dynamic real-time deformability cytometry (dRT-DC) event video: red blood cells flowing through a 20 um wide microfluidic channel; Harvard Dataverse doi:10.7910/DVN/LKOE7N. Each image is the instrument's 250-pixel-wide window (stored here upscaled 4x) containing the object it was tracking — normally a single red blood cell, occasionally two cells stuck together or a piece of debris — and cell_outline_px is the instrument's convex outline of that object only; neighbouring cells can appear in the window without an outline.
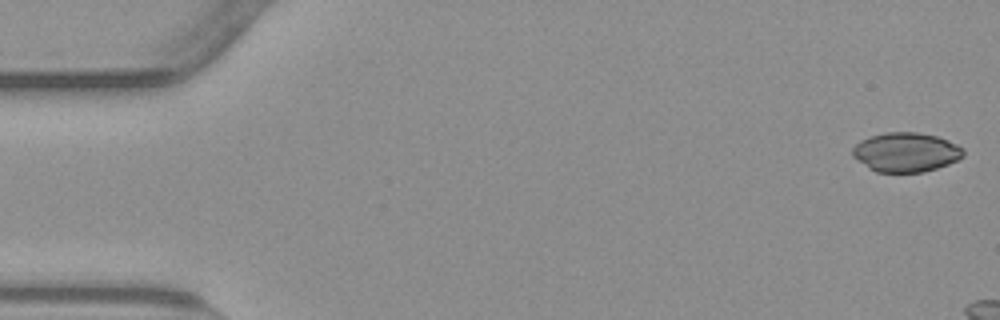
{"species": "common noctule bat (a hibernating species)", "species_latin": "Nyctalus noctula", "temperature_condition": "warm", "stored_images_in_passage": 8, "camera_frame_rate_fps": 3000, "um_per_image_px": 0.085, "animal": {"sex": "male", "body_mass_g": 23.1, "forearm_length_mm": 52.7}, "frame": {"image": 1, "passage_image": 1, "time_ms": 0.0, "image_size_px": [1000, 320], "cell_outline_px": [[964, 156], [948, 164], [924, 172], [876, 172], [868, 168], [852, 156], [852, 148], [860, 140], [884, 132], [916, 132], [936, 136], [948, 140], [964, 148]], "centroid_in_image_um": [76.99, 12.94], "position_along_channel_um": 8.0, "area_um2": 25.43}}